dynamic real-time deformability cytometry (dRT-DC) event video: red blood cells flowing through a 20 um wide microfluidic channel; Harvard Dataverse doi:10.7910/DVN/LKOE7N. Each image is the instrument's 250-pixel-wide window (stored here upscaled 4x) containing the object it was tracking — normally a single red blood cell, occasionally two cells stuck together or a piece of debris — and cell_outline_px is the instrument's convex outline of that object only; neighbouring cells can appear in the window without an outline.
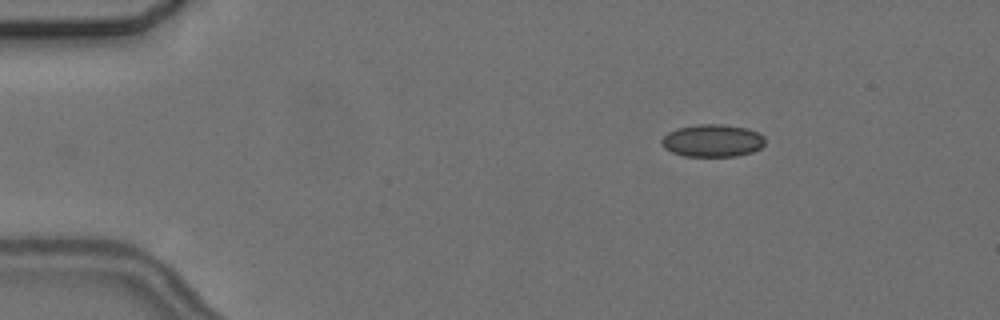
{"species": "common noctule bat (a hibernating species)", "species_latin": "Nyctalus noctula", "temperature_condition": "cold", "stored_images_in_passage": 3, "camera_frame_rate_fps": 3000, "um_per_image_px": 0.085, "animal": {"sex": "female", "body_mass_g": 24.6, "forearm_length_mm": 56.2}, "frame": {"image": 1, "passage_image": 3, "time_ms": 2.333, "image_size_px": [1000, 320], "cell_outline_px": [[764, 144], [760, 148], [752, 152], [736, 156], [684, 156], [672, 152], [664, 148], [660, 144], [660, 140], [668, 132], [676, 128], [696, 124], [724, 124], [748, 128], [764, 136]], "centroid_in_image_um": [60.53, 11.94], "position_along_channel_um": 24.5, "area_um2": 19.77}}